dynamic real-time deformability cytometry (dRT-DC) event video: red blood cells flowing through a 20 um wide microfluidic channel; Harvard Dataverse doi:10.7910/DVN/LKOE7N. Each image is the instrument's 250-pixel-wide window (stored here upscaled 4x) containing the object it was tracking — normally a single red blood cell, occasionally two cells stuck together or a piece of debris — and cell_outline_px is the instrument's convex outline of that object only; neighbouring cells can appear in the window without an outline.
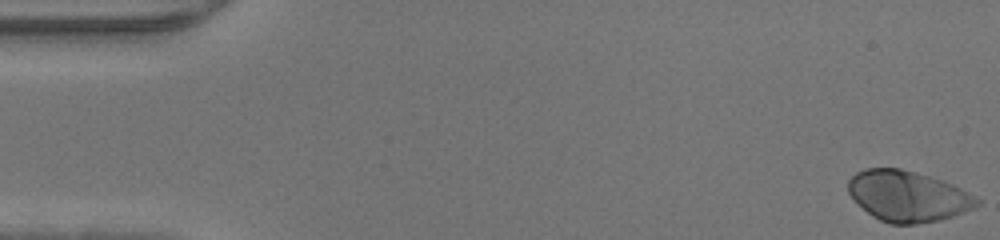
{"species": "human", "species_latin": "Homo sapiens", "temperature_condition": "warm", "stored_images_in_passage": 47, "camera_frame_rate_fps": 3000, "um_per_image_px": 0.085, "donor": {"sex": "male"}, "frame": {"image": 1, "passage_image": 1, "time_ms": 0.0, "image_size_px": [1000, 240], "cell_outline_px": [[980, 204], [964, 212], [940, 220], [916, 224], [888, 224], [872, 216], [848, 192], [848, 180], [856, 172], [864, 168], [900, 168], [916, 172], [952, 184], [960, 188], [980, 200]], "centroid_in_image_um": [77.15, 16.67], "position_along_channel_um": 7.9, "area_um2": 37.69}}
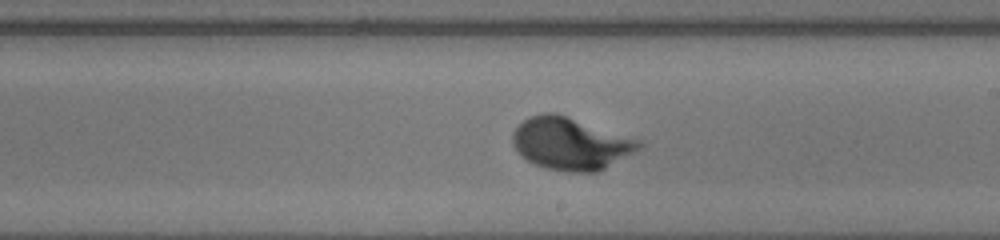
{"frame": {"image": 2, "passage_image": 27, "time_ms": 8.667, "image_size_px": [1000, 240], "cell_outline_px": [[644, 144], [636, 152], [596, 172], [568, 172], [548, 168], [536, 164], [520, 156], [512, 144], [512, 132], [524, 120], [532, 116], [544, 112], [556, 112], [640, 140]], "centroid_in_image_um": [48.5, 12.2], "position_along_channel_um": 240.5, "area_um2": 38.38}}
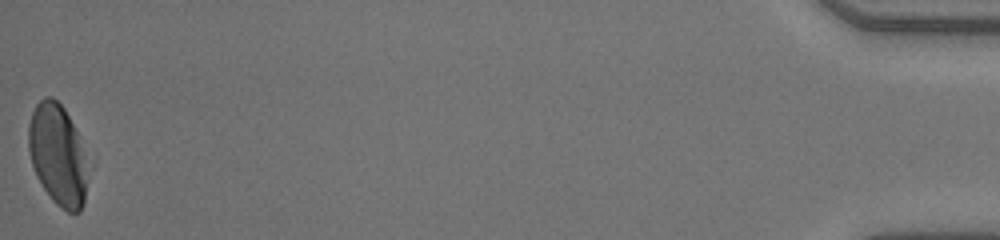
{"frame": {"image": 3, "passage_image": 47, "time_ms": 15.333, "image_size_px": [1000, 240], "cell_outline_px": [[88, 156], [84, 204], [80, 212], [68, 212], [60, 208], [52, 200], [36, 176], [32, 164], [28, 148], [28, 124], [32, 112], [36, 104], [44, 96], [52, 96], [64, 108]], "centroid_in_image_um": [4.9, 13.16], "position_along_channel_um": 430.3, "area_um2": 35.08}}